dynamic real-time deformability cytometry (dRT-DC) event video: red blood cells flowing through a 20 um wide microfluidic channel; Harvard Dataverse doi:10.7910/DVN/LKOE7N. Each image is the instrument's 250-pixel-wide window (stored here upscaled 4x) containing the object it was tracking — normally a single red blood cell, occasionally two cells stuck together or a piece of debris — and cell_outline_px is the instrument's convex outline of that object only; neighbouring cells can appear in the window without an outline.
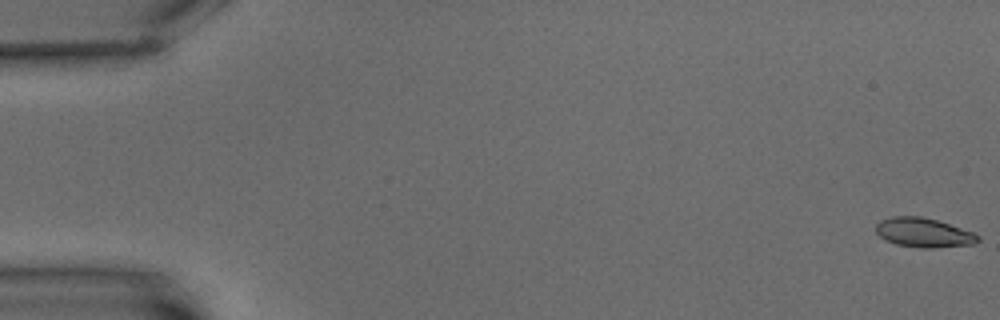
{"species": "common noctule bat (a hibernating species)", "species_latin": "Nyctalus noctula", "temperature_condition": "warm", "stored_images_in_passage": 11, "camera_frame_rate_fps": 3000, "um_per_image_px": 0.085, "animal": {"sex": "male", "body_mass_g": 15.6}, "frame": {"image": 1, "passage_image": 1, "time_ms": 0.0, "image_size_px": [1000, 320], "cell_outline_px": [[980, 240], [976, 244], [932, 248], [920, 248], [896, 244], [884, 240], [876, 232], [876, 224], [880, 220], [892, 216], [920, 216], [936, 220], [972, 232], [980, 236]], "centroid_in_image_um": [78.49, 19.78], "position_along_channel_um": 6.5, "area_um2": 17.46}}
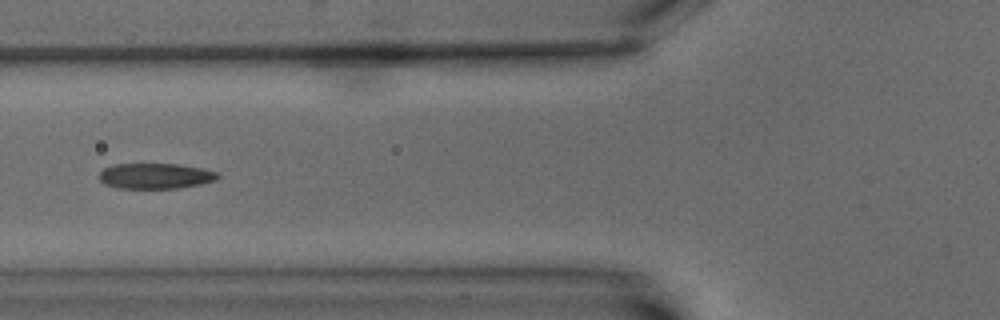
{"frame": {"image": 2, "passage_image": 7, "time_ms": 8.333, "image_size_px": [1000, 320], "cell_outline_px": [[220, 176], [216, 180], [200, 184], [176, 188], [120, 188], [108, 184], [100, 180], [100, 172], [104, 168], [112, 164], [180, 164], [200, 168], [216, 172]], "centroid_in_image_um": [13.22, 14.95], "position_along_channel_um": 112.6, "area_um2": 17.4}}
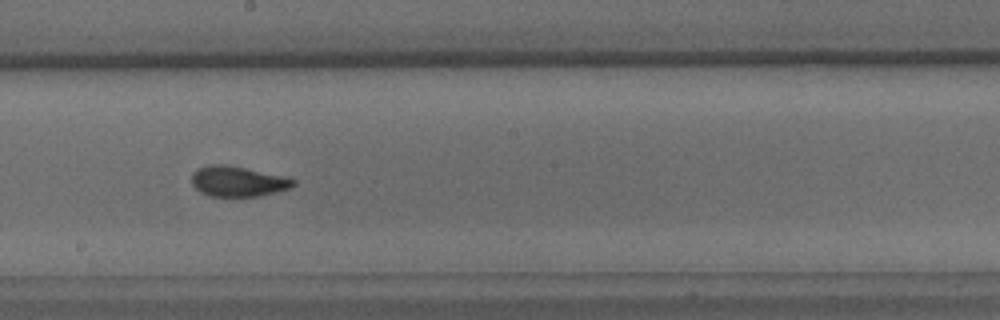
{"frame": {"image": 3, "passage_image": 10, "time_ms": 12.0, "image_size_px": [1000, 320], "cell_outline_px": [[296, 184], [292, 188], [260, 196], [212, 196], [200, 192], [192, 184], [192, 172], [196, 168], [208, 164], [228, 164], [280, 176], [296, 180]], "centroid_in_image_um": [20.19, 15.41], "position_along_channel_um": 228.0, "area_um2": 17.98}}